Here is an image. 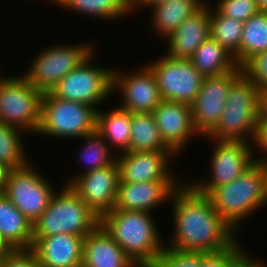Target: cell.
Masks as SVG:
<instances>
[{
    "mask_svg": "<svg viewBox=\"0 0 267 267\" xmlns=\"http://www.w3.org/2000/svg\"><path fill=\"white\" fill-rule=\"evenodd\" d=\"M257 161L260 163L264 172L265 196L267 200V159H258Z\"/></svg>",
    "mask_w": 267,
    "mask_h": 267,
    "instance_id": "7bdbcfd3",
    "label": "cell"
},
{
    "mask_svg": "<svg viewBox=\"0 0 267 267\" xmlns=\"http://www.w3.org/2000/svg\"><path fill=\"white\" fill-rule=\"evenodd\" d=\"M243 31V23L222 15L215 7H210V37L223 46L236 60Z\"/></svg>",
    "mask_w": 267,
    "mask_h": 267,
    "instance_id": "83f0119b",
    "label": "cell"
},
{
    "mask_svg": "<svg viewBox=\"0 0 267 267\" xmlns=\"http://www.w3.org/2000/svg\"><path fill=\"white\" fill-rule=\"evenodd\" d=\"M32 162L9 171L4 194L34 224L48 207L56 192L54 186L34 169Z\"/></svg>",
    "mask_w": 267,
    "mask_h": 267,
    "instance_id": "8fae6325",
    "label": "cell"
},
{
    "mask_svg": "<svg viewBox=\"0 0 267 267\" xmlns=\"http://www.w3.org/2000/svg\"><path fill=\"white\" fill-rule=\"evenodd\" d=\"M0 235L13 250L30 249L33 243V224L4 193L0 194Z\"/></svg>",
    "mask_w": 267,
    "mask_h": 267,
    "instance_id": "7402d4cb",
    "label": "cell"
},
{
    "mask_svg": "<svg viewBox=\"0 0 267 267\" xmlns=\"http://www.w3.org/2000/svg\"><path fill=\"white\" fill-rule=\"evenodd\" d=\"M56 5L100 19H117L130 14L124 0H58Z\"/></svg>",
    "mask_w": 267,
    "mask_h": 267,
    "instance_id": "f1b7e54d",
    "label": "cell"
},
{
    "mask_svg": "<svg viewBox=\"0 0 267 267\" xmlns=\"http://www.w3.org/2000/svg\"><path fill=\"white\" fill-rule=\"evenodd\" d=\"M242 75L241 67L220 76L204 77L195 100L190 104L195 129L206 136L224 112L232 84Z\"/></svg>",
    "mask_w": 267,
    "mask_h": 267,
    "instance_id": "4fadbf2b",
    "label": "cell"
},
{
    "mask_svg": "<svg viewBox=\"0 0 267 267\" xmlns=\"http://www.w3.org/2000/svg\"><path fill=\"white\" fill-rule=\"evenodd\" d=\"M172 193L173 238L169 247L191 252L212 253L231 247L237 233L214 210L208 195L183 180ZM188 182V183H187Z\"/></svg>",
    "mask_w": 267,
    "mask_h": 267,
    "instance_id": "6da1fadb",
    "label": "cell"
},
{
    "mask_svg": "<svg viewBox=\"0 0 267 267\" xmlns=\"http://www.w3.org/2000/svg\"><path fill=\"white\" fill-rule=\"evenodd\" d=\"M20 130L0 120V162L11 170L24 168L30 163L20 139Z\"/></svg>",
    "mask_w": 267,
    "mask_h": 267,
    "instance_id": "4dcf8cb0",
    "label": "cell"
},
{
    "mask_svg": "<svg viewBox=\"0 0 267 267\" xmlns=\"http://www.w3.org/2000/svg\"><path fill=\"white\" fill-rule=\"evenodd\" d=\"M147 66L155 75L162 100L190 105L197 97L204 76L190 59L173 58L165 54Z\"/></svg>",
    "mask_w": 267,
    "mask_h": 267,
    "instance_id": "30bf717a",
    "label": "cell"
},
{
    "mask_svg": "<svg viewBox=\"0 0 267 267\" xmlns=\"http://www.w3.org/2000/svg\"><path fill=\"white\" fill-rule=\"evenodd\" d=\"M58 0H49V2H52L53 4H55Z\"/></svg>",
    "mask_w": 267,
    "mask_h": 267,
    "instance_id": "bcb514c9",
    "label": "cell"
},
{
    "mask_svg": "<svg viewBox=\"0 0 267 267\" xmlns=\"http://www.w3.org/2000/svg\"><path fill=\"white\" fill-rule=\"evenodd\" d=\"M214 6L222 15L242 23L260 12L257 0H219Z\"/></svg>",
    "mask_w": 267,
    "mask_h": 267,
    "instance_id": "1f68e13d",
    "label": "cell"
},
{
    "mask_svg": "<svg viewBox=\"0 0 267 267\" xmlns=\"http://www.w3.org/2000/svg\"><path fill=\"white\" fill-rule=\"evenodd\" d=\"M94 57L93 53L49 92L55 97L88 104L98 110L96 105L111 97L113 69L92 66Z\"/></svg>",
    "mask_w": 267,
    "mask_h": 267,
    "instance_id": "9c48e42d",
    "label": "cell"
},
{
    "mask_svg": "<svg viewBox=\"0 0 267 267\" xmlns=\"http://www.w3.org/2000/svg\"><path fill=\"white\" fill-rule=\"evenodd\" d=\"M11 169L0 162V194L4 193L6 188L7 176Z\"/></svg>",
    "mask_w": 267,
    "mask_h": 267,
    "instance_id": "ab89813d",
    "label": "cell"
},
{
    "mask_svg": "<svg viewBox=\"0 0 267 267\" xmlns=\"http://www.w3.org/2000/svg\"><path fill=\"white\" fill-rule=\"evenodd\" d=\"M208 196L217 214L237 233L243 219L267 203L260 163L256 161L231 183L215 188Z\"/></svg>",
    "mask_w": 267,
    "mask_h": 267,
    "instance_id": "3957f363",
    "label": "cell"
},
{
    "mask_svg": "<svg viewBox=\"0 0 267 267\" xmlns=\"http://www.w3.org/2000/svg\"><path fill=\"white\" fill-rule=\"evenodd\" d=\"M175 155L173 151L124 152L118 154L119 182L177 181L169 171L168 166L171 163L170 159Z\"/></svg>",
    "mask_w": 267,
    "mask_h": 267,
    "instance_id": "2e32d148",
    "label": "cell"
},
{
    "mask_svg": "<svg viewBox=\"0 0 267 267\" xmlns=\"http://www.w3.org/2000/svg\"><path fill=\"white\" fill-rule=\"evenodd\" d=\"M43 92L23 76L0 80V120L24 132H38Z\"/></svg>",
    "mask_w": 267,
    "mask_h": 267,
    "instance_id": "52a82bcc",
    "label": "cell"
},
{
    "mask_svg": "<svg viewBox=\"0 0 267 267\" xmlns=\"http://www.w3.org/2000/svg\"><path fill=\"white\" fill-rule=\"evenodd\" d=\"M160 1H162V0H134L131 3V5L129 6V12L132 13L131 10L133 11L134 8H136V7L139 8V6L140 7L142 6V8L143 7L148 8V7L152 6L153 4L160 2Z\"/></svg>",
    "mask_w": 267,
    "mask_h": 267,
    "instance_id": "60d3db41",
    "label": "cell"
},
{
    "mask_svg": "<svg viewBox=\"0 0 267 267\" xmlns=\"http://www.w3.org/2000/svg\"><path fill=\"white\" fill-rule=\"evenodd\" d=\"M82 139H84V141L86 139V144L83 147L82 153L80 154V159H82L81 161L85 162L84 164H86L87 167L84 169L85 171H82L75 177H70V180H67L65 183L66 185H70L78 176L83 173L107 167L117 160V156L113 155L108 143H106L104 138L97 132V130L83 136Z\"/></svg>",
    "mask_w": 267,
    "mask_h": 267,
    "instance_id": "f546056e",
    "label": "cell"
},
{
    "mask_svg": "<svg viewBox=\"0 0 267 267\" xmlns=\"http://www.w3.org/2000/svg\"><path fill=\"white\" fill-rule=\"evenodd\" d=\"M172 151L162 140L152 112L131 113L129 152Z\"/></svg>",
    "mask_w": 267,
    "mask_h": 267,
    "instance_id": "484cf974",
    "label": "cell"
},
{
    "mask_svg": "<svg viewBox=\"0 0 267 267\" xmlns=\"http://www.w3.org/2000/svg\"><path fill=\"white\" fill-rule=\"evenodd\" d=\"M180 182V183H179ZM148 181L141 183L119 182L113 209L146 211L159 207L171 198L181 181Z\"/></svg>",
    "mask_w": 267,
    "mask_h": 267,
    "instance_id": "d6986e66",
    "label": "cell"
},
{
    "mask_svg": "<svg viewBox=\"0 0 267 267\" xmlns=\"http://www.w3.org/2000/svg\"><path fill=\"white\" fill-rule=\"evenodd\" d=\"M0 267H40L30 249H15L0 260Z\"/></svg>",
    "mask_w": 267,
    "mask_h": 267,
    "instance_id": "d590c367",
    "label": "cell"
},
{
    "mask_svg": "<svg viewBox=\"0 0 267 267\" xmlns=\"http://www.w3.org/2000/svg\"><path fill=\"white\" fill-rule=\"evenodd\" d=\"M236 241L231 247L212 253L199 252V267H233L235 258L242 252Z\"/></svg>",
    "mask_w": 267,
    "mask_h": 267,
    "instance_id": "e575fe53",
    "label": "cell"
},
{
    "mask_svg": "<svg viewBox=\"0 0 267 267\" xmlns=\"http://www.w3.org/2000/svg\"><path fill=\"white\" fill-rule=\"evenodd\" d=\"M13 249L4 241L0 235V260L10 253Z\"/></svg>",
    "mask_w": 267,
    "mask_h": 267,
    "instance_id": "b9f144b4",
    "label": "cell"
},
{
    "mask_svg": "<svg viewBox=\"0 0 267 267\" xmlns=\"http://www.w3.org/2000/svg\"><path fill=\"white\" fill-rule=\"evenodd\" d=\"M188 17L169 37L167 55L189 59L195 50L210 38V4Z\"/></svg>",
    "mask_w": 267,
    "mask_h": 267,
    "instance_id": "ffe728a7",
    "label": "cell"
},
{
    "mask_svg": "<svg viewBox=\"0 0 267 267\" xmlns=\"http://www.w3.org/2000/svg\"><path fill=\"white\" fill-rule=\"evenodd\" d=\"M119 181V168L116 160L107 167L81 174L69 186L100 218L103 214L113 210Z\"/></svg>",
    "mask_w": 267,
    "mask_h": 267,
    "instance_id": "9a60e30c",
    "label": "cell"
},
{
    "mask_svg": "<svg viewBox=\"0 0 267 267\" xmlns=\"http://www.w3.org/2000/svg\"><path fill=\"white\" fill-rule=\"evenodd\" d=\"M107 113V114H106ZM96 130L112 148L129 152L131 139V113L117 106L110 112L100 109L96 113Z\"/></svg>",
    "mask_w": 267,
    "mask_h": 267,
    "instance_id": "cb8c5ba5",
    "label": "cell"
},
{
    "mask_svg": "<svg viewBox=\"0 0 267 267\" xmlns=\"http://www.w3.org/2000/svg\"><path fill=\"white\" fill-rule=\"evenodd\" d=\"M206 3L202 0H162L150 6L152 25L162 38L169 37L188 17Z\"/></svg>",
    "mask_w": 267,
    "mask_h": 267,
    "instance_id": "603a6c76",
    "label": "cell"
},
{
    "mask_svg": "<svg viewBox=\"0 0 267 267\" xmlns=\"http://www.w3.org/2000/svg\"><path fill=\"white\" fill-rule=\"evenodd\" d=\"M116 90L123 98L118 107L130 113L153 112L162 101L155 75L147 65L126 74L113 70L112 94Z\"/></svg>",
    "mask_w": 267,
    "mask_h": 267,
    "instance_id": "5bb4252c",
    "label": "cell"
},
{
    "mask_svg": "<svg viewBox=\"0 0 267 267\" xmlns=\"http://www.w3.org/2000/svg\"><path fill=\"white\" fill-rule=\"evenodd\" d=\"M211 140L216 143L210 166L212 177L191 184L205 195H209L215 188L231 183L257 161L251 149V142L249 144L242 140Z\"/></svg>",
    "mask_w": 267,
    "mask_h": 267,
    "instance_id": "7c38bea8",
    "label": "cell"
},
{
    "mask_svg": "<svg viewBox=\"0 0 267 267\" xmlns=\"http://www.w3.org/2000/svg\"><path fill=\"white\" fill-rule=\"evenodd\" d=\"M91 44L56 45L42 49L23 77L42 92L50 91L66 74L95 53ZM94 48V49H93Z\"/></svg>",
    "mask_w": 267,
    "mask_h": 267,
    "instance_id": "ba28073f",
    "label": "cell"
},
{
    "mask_svg": "<svg viewBox=\"0 0 267 267\" xmlns=\"http://www.w3.org/2000/svg\"><path fill=\"white\" fill-rule=\"evenodd\" d=\"M260 119L267 121V90L260 91Z\"/></svg>",
    "mask_w": 267,
    "mask_h": 267,
    "instance_id": "f35d334b",
    "label": "cell"
},
{
    "mask_svg": "<svg viewBox=\"0 0 267 267\" xmlns=\"http://www.w3.org/2000/svg\"><path fill=\"white\" fill-rule=\"evenodd\" d=\"M189 59L204 77L224 75L239 67L234 56L211 37Z\"/></svg>",
    "mask_w": 267,
    "mask_h": 267,
    "instance_id": "d4e9b609",
    "label": "cell"
},
{
    "mask_svg": "<svg viewBox=\"0 0 267 267\" xmlns=\"http://www.w3.org/2000/svg\"><path fill=\"white\" fill-rule=\"evenodd\" d=\"M97 110L81 102L65 100L43 92L37 135L81 139L96 130Z\"/></svg>",
    "mask_w": 267,
    "mask_h": 267,
    "instance_id": "8992f818",
    "label": "cell"
},
{
    "mask_svg": "<svg viewBox=\"0 0 267 267\" xmlns=\"http://www.w3.org/2000/svg\"><path fill=\"white\" fill-rule=\"evenodd\" d=\"M58 192L33 224V237L56 234L86 237L100 224V218L69 185L64 184Z\"/></svg>",
    "mask_w": 267,
    "mask_h": 267,
    "instance_id": "5b68a950",
    "label": "cell"
},
{
    "mask_svg": "<svg viewBox=\"0 0 267 267\" xmlns=\"http://www.w3.org/2000/svg\"><path fill=\"white\" fill-rule=\"evenodd\" d=\"M242 74L260 91L267 90V51L254 54L242 66Z\"/></svg>",
    "mask_w": 267,
    "mask_h": 267,
    "instance_id": "d6a6232c",
    "label": "cell"
},
{
    "mask_svg": "<svg viewBox=\"0 0 267 267\" xmlns=\"http://www.w3.org/2000/svg\"><path fill=\"white\" fill-rule=\"evenodd\" d=\"M82 267H138L99 224L83 243Z\"/></svg>",
    "mask_w": 267,
    "mask_h": 267,
    "instance_id": "44dd1931",
    "label": "cell"
},
{
    "mask_svg": "<svg viewBox=\"0 0 267 267\" xmlns=\"http://www.w3.org/2000/svg\"><path fill=\"white\" fill-rule=\"evenodd\" d=\"M263 262L250 258L245 252H241L234 261L233 267H265Z\"/></svg>",
    "mask_w": 267,
    "mask_h": 267,
    "instance_id": "74e56055",
    "label": "cell"
},
{
    "mask_svg": "<svg viewBox=\"0 0 267 267\" xmlns=\"http://www.w3.org/2000/svg\"><path fill=\"white\" fill-rule=\"evenodd\" d=\"M129 6L131 5V3L134 1V0H124Z\"/></svg>",
    "mask_w": 267,
    "mask_h": 267,
    "instance_id": "f6af8a7d",
    "label": "cell"
},
{
    "mask_svg": "<svg viewBox=\"0 0 267 267\" xmlns=\"http://www.w3.org/2000/svg\"><path fill=\"white\" fill-rule=\"evenodd\" d=\"M84 238L71 234L33 237L30 250L40 267H82Z\"/></svg>",
    "mask_w": 267,
    "mask_h": 267,
    "instance_id": "ac0fdd59",
    "label": "cell"
},
{
    "mask_svg": "<svg viewBox=\"0 0 267 267\" xmlns=\"http://www.w3.org/2000/svg\"><path fill=\"white\" fill-rule=\"evenodd\" d=\"M152 113L162 140L176 156L193 135H200L195 129L189 104L162 100Z\"/></svg>",
    "mask_w": 267,
    "mask_h": 267,
    "instance_id": "e0dca14e",
    "label": "cell"
},
{
    "mask_svg": "<svg viewBox=\"0 0 267 267\" xmlns=\"http://www.w3.org/2000/svg\"><path fill=\"white\" fill-rule=\"evenodd\" d=\"M154 267H199V252L181 251L166 246Z\"/></svg>",
    "mask_w": 267,
    "mask_h": 267,
    "instance_id": "836d02e7",
    "label": "cell"
},
{
    "mask_svg": "<svg viewBox=\"0 0 267 267\" xmlns=\"http://www.w3.org/2000/svg\"><path fill=\"white\" fill-rule=\"evenodd\" d=\"M100 225L138 267H154L166 247L149 212L113 209Z\"/></svg>",
    "mask_w": 267,
    "mask_h": 267,
    "instance_id": "7a4b0ae2",
    "label": "cell"
},
{
    "mask_svg": "<svg viewBox=\"0 0 267 267\" xmlns=\"http://www.w3.org/2000/svg\"><path fill=\"white\" fill-rule=\"evenodd\" d=\"M258 8L260 12H266L267 13V0H257Z\"/></svg>",
    "mask_w": 267,
    "mask_h": 267,
    "instance_id": "ee69618b",
    "label": "cell"
},
{
    "mask_svg": "<svg viewBox=\"0 0 267 267\" xmlns=\"http://www.w3.org/2000/svg\"><path fill=\"white\" fill-rule=\"evenodd\" d=\"M267 51V13L259 12L243 22L239 57L235 60L241 67L254 54Z\"/></svg>",
    "mask_w": 267,
    "mask_h": 267,
    "instance_id": "4316f807",
    "label": "cell"
},
{
    "mask_svg": "<svg viewBox=\"0 0 267 267\" xmlns=\"http://www.w3.org/2000/svg\"><path fill=\"white\" fill-rule=\"evenodd\" d=\"M259 105L260 89L242 74L229 89L218 123L204 137L246 142L251 139L253 143L260 119Z\"/></svg>",
    "mask_w": 267,
    "mask_h": 267,
    "instance_id": "277c9868",
    "label": "cell"
},
{
    "mask_svg": "<svg viewBox=\"0 0 267 267\" xmlns=\"http://www.w3.org/2000/svg\"><path fill=\"white\" fill-rule=\"evenodd\" d=\"M252 145L259 148V150H261L260 153H262L261 155H263L261 157L257 156L256 160L267 159V121H263L262 119H259L255 138L253 140Z\"/></svg>",
    "mask_w": 267,
    "mask_h": 267,
    "instance_id": "8d00e7d4",
    "label": "cell"
}]
</instances>
